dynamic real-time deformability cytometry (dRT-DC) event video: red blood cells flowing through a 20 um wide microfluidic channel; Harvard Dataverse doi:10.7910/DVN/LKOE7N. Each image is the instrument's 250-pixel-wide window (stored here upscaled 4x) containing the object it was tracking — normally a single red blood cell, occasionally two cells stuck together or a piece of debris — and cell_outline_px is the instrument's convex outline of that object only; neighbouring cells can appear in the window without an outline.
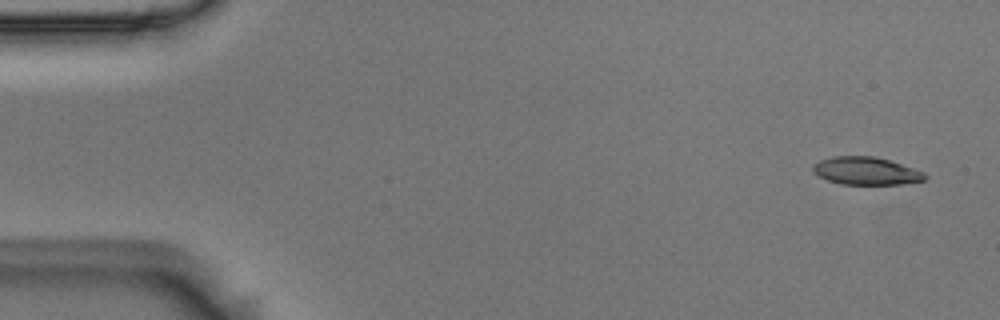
{"species": "Egyptian fruit bat (a non-hibernating species)", "species_latin": "Rousettus aegyptiacus", "temperature_condition": "room temperature", "stored_images_in_passage": 5, "camera_frame_rate_fps": 3000, "um_per_image_px": 0.085, "animal": {"sex": "male"}, "frame": {"image": 1, "passage_image": 1, "time_ms": 0.0, "image_size_px": [1000, 320], "cell_outline_px": [[928, 176], [924, 180], [900, 184], [840, 184], [828, 180], [812, 172], [812, 164], [820, 160], [832, 156], [872, 156], [888, 160], [924, 172]], "centroid_in_image_um": [73.57, 14.53], "position_along_channel_um": 11.4, "area_um2": 17.98}}
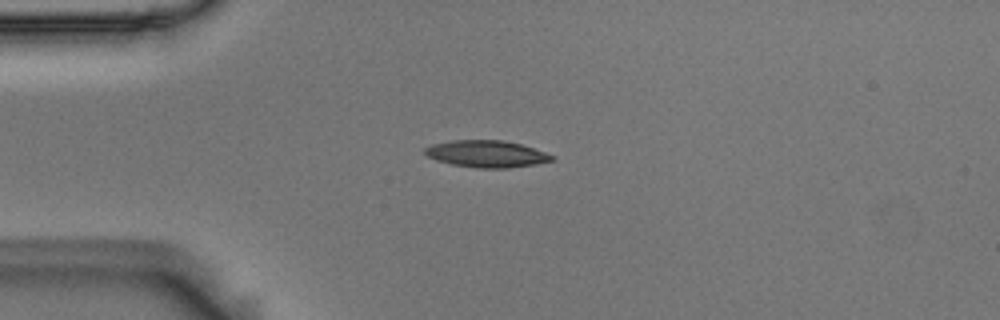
{"frame": {"image": 2, "passage_image": 4, "time_ms": 1.0, "image_size_px": [1000, 320], "cell_outline_px": [[556, 160], [536, 164], [508, 168], [480, 168], [452, 164], [436, 160], [428, 156], [424, 152], [424, 148], [432, 144], [452, 140], [504, 140], [520, 144], [556, 156]], "centroid_in_image_um": [41.38, 13.08], "position_along_channel_um": 43.6, "area_um2": 19.88}}